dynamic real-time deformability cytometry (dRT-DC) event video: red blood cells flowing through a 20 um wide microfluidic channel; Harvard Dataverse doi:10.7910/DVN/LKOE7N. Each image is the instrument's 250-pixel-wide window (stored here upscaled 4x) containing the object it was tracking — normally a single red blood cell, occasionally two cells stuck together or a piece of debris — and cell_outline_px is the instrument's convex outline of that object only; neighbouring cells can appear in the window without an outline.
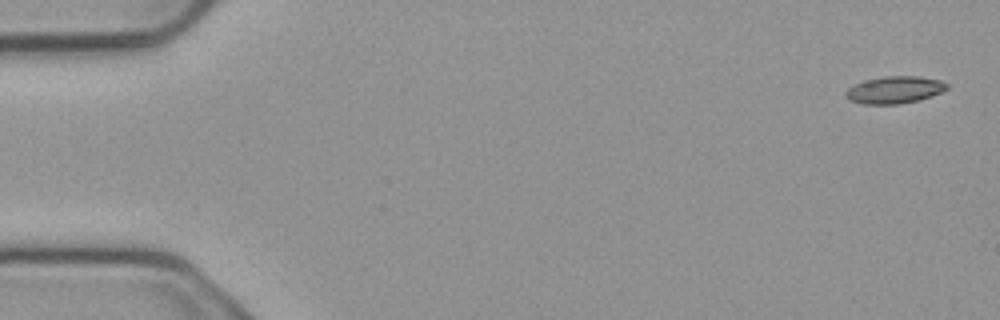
{"species": "common noctule bat (a hibernating species)", "species_latin": "Nyctalus noctula", "temperature_condition": "cold", "stored_images_in_passage": 6, "segment_of_instrument_passage": [1, 2], "camera_frame_rate_fps": 3000, "um_per_image_px": 0.085, "animal": {"sex": "male", "body_mass_g": 23.1, "forearm_length_mm": 52.7}, "frame": {"image": 1, "passage_image": 1, "time_ms": 0.0, "image_size_px": [1000, 320], "cell_outline_px": [[948, 88], [932, 96], [920, 100], [900, 104], [864, 104], [848, 100], [844, 96], [844, 92], [848, 88], [864, 80], [884, 76], [920, 76], [940, 80], [948, 84]], "centroid_in_image_um": [76.02, 7.64], "position_along_channel_um": 9.0, "area_um2": 16.18}}
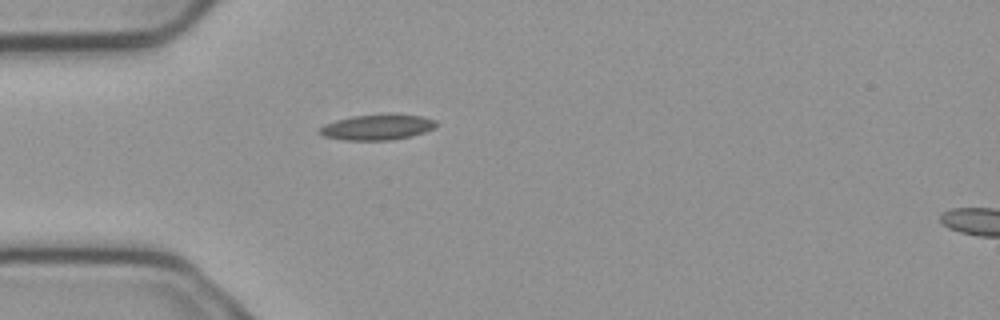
{"frame": {"image": 2, "passage_image": 5, "time_ms": 1.333, "image_size_px": [1000, 320], "cell_outline_px": [[436, 128], [412, 136], [392, 140], [344, 140], [324, 136], [320, 132], [320, 128], [324, 124], [336, 120], [352, 116], [392, 112], [424, 116], [436, 120]], "centroid_in_image_um": [32.14, 10.78], "position_along_channel_um": 52.9, "area_um2": 17.8}}